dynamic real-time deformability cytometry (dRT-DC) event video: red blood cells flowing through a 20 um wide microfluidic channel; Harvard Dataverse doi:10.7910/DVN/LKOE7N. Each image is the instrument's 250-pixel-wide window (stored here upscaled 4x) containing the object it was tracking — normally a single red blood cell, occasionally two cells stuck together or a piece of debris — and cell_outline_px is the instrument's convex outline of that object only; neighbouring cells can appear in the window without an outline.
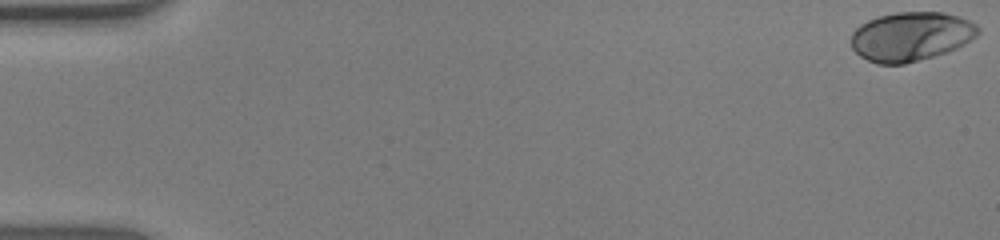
{"species": "human", "species_latin": "Homo sapiens", "temperature_condition": "warm", "stored_images_in_passage": 55, "camera_frame_rate_fps": 3000, "um_per_image_px": 0.085, "donor": {"sex": "male"}, "frame": {"image": 1, "passage_image": 1, "time_ms": 0.0, "image_size_px": [1000, 240], "cell_outline_px": [[980, 32], [976, 36], [964, 44], [956, 48], [932, 56], [904, 64], [876, 64], [860, 56], [852, 48], [852, 32], [860, 24], [876, 16], [896, 12], [940, 12], [956, 16], [968, 20], [976, 24], [980, 28]], "centroid_in_image_um": [77.41, 3.09], "position_along_channel_um": 7.6, "area_um2": 36.18}}
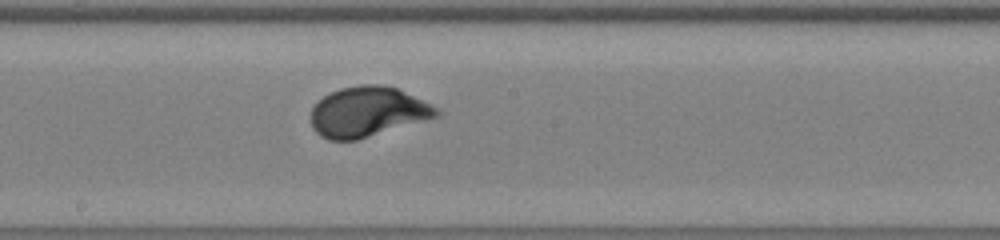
{"frame": {"image": 2, "passage_image": 31, "time_ms": 10.0, "image_size_px": [1000, 240], "cell_outline_px": [[440, 116], [356, 140], [328, 140], [320, 136], [312, 128], [312, 108], [316, 100], [340, 88], [360, 84], [384, 84], [396, 88], [436, 108], [440, 112]], "centroid_in_image_um": [31.2, 9.5], "position_along_channel_um": 217.0, "area_um2": 36.36}}
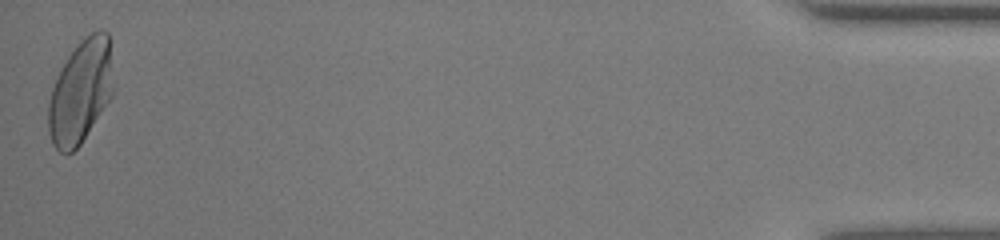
{"frame": {"image": 3, "passage_image": 55, "time_ms": 18.0, "image_size_px": [1000, 240], "cell_outline_px": [[112, 96], [80, 144], [72, 152], [60, 152], [52, 144], [48, 132], [48, 100], [52, 88], [68, 56], [92, 32], [100, 28], [108, 32], [112, 88]], "centroid_in_image_um": [6.82, 7.84], "position_along_channel_um": 428.4, "area_um2": 38.15}, "authors_computed_cell_mechanics": {"area_um2": 35.7782, "velocity_mm_per_s": 3.7868, "shape_relaxation_time_tau1_ms": 2.4168, "shape_relaxation_time_tau2_ms": null, "deformation_change_tau1": 0.1679, "deformation_change_tau2": null}}